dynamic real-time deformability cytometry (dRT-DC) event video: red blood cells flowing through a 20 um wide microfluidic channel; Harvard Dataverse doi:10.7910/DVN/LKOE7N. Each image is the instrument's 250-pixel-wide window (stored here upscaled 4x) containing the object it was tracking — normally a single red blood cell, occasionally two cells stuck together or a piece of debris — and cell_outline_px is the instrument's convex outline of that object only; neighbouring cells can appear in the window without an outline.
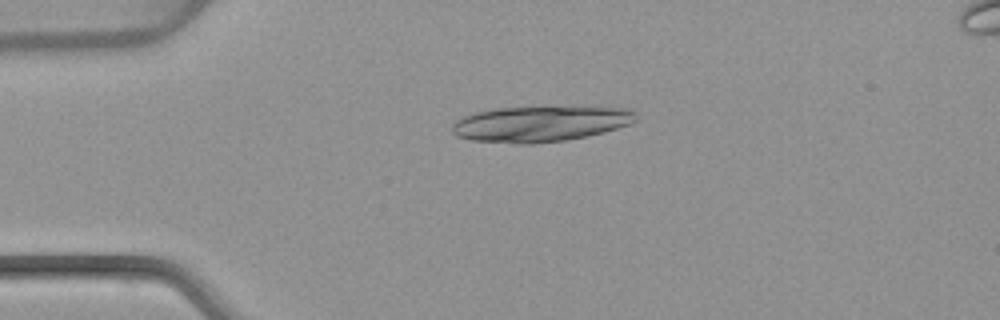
{"species": "common noctule bat (a hibernating species)", "species_latin": "Nyctalus noctula", "temperature_condition": "warm", "stored_images_in_passage": 4, "camera_frame_rate_fps": 3000, "um_per_image_px": 0.085, "animal": {"sex": "female", "body_mass_g": 22.7, "forearm_length_mm": 54.2}, "frame": {"image": 1, "passage_image": 1, "time_ms": 0.0, "image_size_px": [1000, 320], "cell_outline_px": [[636, 120], [628, 124], [604, 132], [588, 136], [564, 140], [532, 144], [516, 144], [472, 140], [456, 136], [452, 132], [452, 124], [456, 120], [464, 116], [476, 112], [492, 108], [628, 108], [636, 112]], "centroid_in_image_um": [45.86, 10.54], "position_along_channel_um": 39.1, "area_um2": 37.69}}